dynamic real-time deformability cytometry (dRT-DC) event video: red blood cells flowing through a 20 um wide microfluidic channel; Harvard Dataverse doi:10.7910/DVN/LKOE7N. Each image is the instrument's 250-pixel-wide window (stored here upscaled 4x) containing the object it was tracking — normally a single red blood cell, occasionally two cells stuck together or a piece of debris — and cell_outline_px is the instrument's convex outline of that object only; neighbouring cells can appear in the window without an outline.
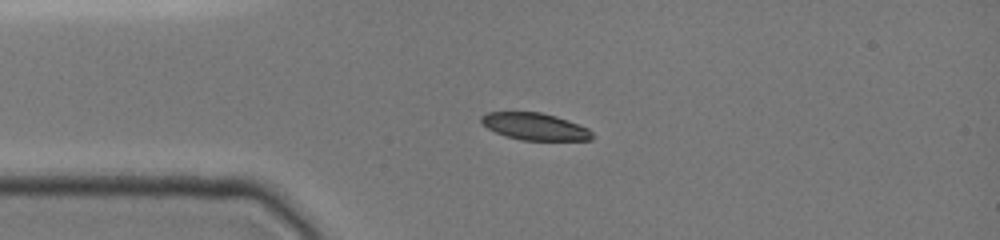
{"species": "common noctule bat (a hibernating species)", "species_latin": "Nyctalus noctula", "temperature_condition": "cold", "stored_images_in_passage": 5, "camera_frame_rate_fps": 3000, "um_per_image_px": 0.085, "animal": {"sex": "female", "body_mass_g": 19.0, "forearm_length_mm": 51.5}, "frame": {"image": 1, "passage_image": 4, "time_ms": 2.667, "image_size_px": [1000, 240], "cell_outline_px": [[596, 136], [592, 140], [520, 140], [496, 132], [488, 128], [480, 120], [480, 116], [488, 112], [540, 112], [556, 116], [568, 120], [588, 128]], "centroid_in_image_um": [45.51, 10.75], "position_along_channel_um": 39.5, "area_um2": 17.46}}